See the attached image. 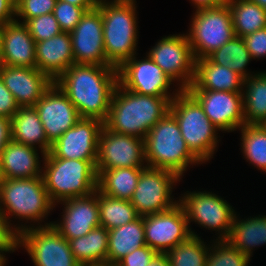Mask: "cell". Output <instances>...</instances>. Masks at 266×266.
<instances>
[{
    "label": "cell",
    "mask_w": 266,
    "mask_h": 266,
    "mask_svg": "<svg viewBox=\"0 0 266 266\" xmlns=\"http://www.w3.org/2000/svg\"><path fill=\"white\" fill-rule=\"evenodd\" d=\"M54 83L77 108L81 118L107 119L118 69L112 65L73 64Z\"/></svg>",
    "instance_id": "obj_1"
},
{
    "label": "cell",
    "mask_w": 266,
    "mask_h": 266,
    "mask_svg": "<svg viewBox=\"0 0 266 266\" xmlns=\"http://www.w3.org/2000/svg\"><path fill=\"white\" fill-rule=\"evenodd\" d=\"M175 97L139 95L117 84L104 126L118 134L144 139L168 112Z\"/></svg>",
    "instance_id": "obj_2"
},
{
    "label": "cell",
    "mask_w": 266,
    "mask_h": 266,
    "mask_svg": "<svg viewBox=\"0 0 266 266\" xmlns=\"http://www.w3.org/2000/svg\"><path fill=\"white\" fill-rule=\"evenodd\" d=\"M99 0L97 7L103 20L106 60L119 68L136 53L137 22L134 0Z\"/></svg>",
    "instance_id": "obj_3"
},
{
    "label": "cell",
    "mask_w": 266,
    "mask_h": 266,
    "mask_svg": "<svg viewBox=\"0 0 266 266\" xmlns=\"http://www.w3.org/2000/svg\"><path fill=\"white\" fill-rule=\"evenodd\" d=\"M145 161L148 167L165 169L179 177L189 164L200 160L189 150L175 117L168 112L144 138Z\"/></svg>",
    "instance_id": "obj_4"
},
{
    "label": "cell",
    "mask_w": 266,
    "mask_h": 266,
    "mask_svg": "<svg viewBox=\"0 0 266 266\" xmlns=\"http://www.w3.org/2000/svg\"><path fill=\"white\" fill-rule=\"evenodd\" d=\"M42 177L50 200L55 204L69 198L86 196L97 190V160L56 158L44 155Z\"/></svg>",
    "instance_id": "obj_5"
},
{
    "label": "cell",
    "mask_w": 266,
    "mask_h": 266,
    "mask_svg": "<svg viewBox=\"0 0 266 266\" xmlns=\"http://www.w3.org/2000/svg\"><path fill=\"white\" fill-rule=\"evenodd\" d=\"M169 112L177 120L181 135L189 150L202 162L213 156L217 147V127L204 113L199 102L187 91L176 90Z\"/></svg>",
    "instance_id": "obj_6"
},
{
    "label": "cell",
    "mask_w": 266,
    "mask_h": 266,
    "mask_svg": "<svg viewBox=\"0 0 266 266\" xmlns=\"http://www.w3.org/2000/svg\"><path fill=\"white\" fill-rule=\"evenodd\" d=\"M55 205L49 198L43 177L3 179L0 185V212L9 227V214L38 222Z\"/></svg>",
    "instance_id": "obj_7"
},
{
    "label": "cell",
    "mask_w": 266,
    "mask_h": 266,
    "mask_svg": "<svg viewBox=\"0 0 266 266\" xmlns=\"http://www.w3.org/2000/svg\"><path fill=\"white\" fill-rule=\"evenodd\" d=\"M187 34L195 59L207 58L235 37L231 10L227 4L199 8Z\"/></svg>",
    "instance_id": "obj_8"
},
{
    "label": "cell",
    "mask_w": 266,
    "mask_h": 266,
    "mask_svg": "<svg viewBox=\"0 0 266 266\" xmlns=\"http://www.w3.org/2000/svg\"><path fill=\"white\" fill-rule=\"evenodd\" d=\"M44 226L17 227V247L22 245L36 266H81L74 258L70 244L55 228Z\"/></svg>",
    "instance_id": "obj_9"
},
{
    "label": "cell",
    "mask_w": 266,
    "mask_h": 266,
    "mask_svg": "<svg viewBox=\"0 0 266 266\" xmlns=\"http://www.w3.org/2000/svg\"><path fill=\"white\" fill-rule=\"evenodd\" d=\"M174 172L146 166L140 174V178L131 204L140 216L155 214L171 209L177 201L173 202L172 186L179 181Z\"/></svg>",
    "instance_id": "obj_10"
},
{
    "label": "cell",
    "mask_w": 266,
    "mask_h": 266,
    "mask_svg": "<svg viewBox=\"0 0 266 266\" xmlns=\"http://www.w3.org/2000/svg\"><path fill=\"white\" fill-rule=\"evenodd\" d=\"M146 245L157 253L170 249L196 235L189 228L184 208L177 203L171 209L143 216Z\"/></svg>",
    "instance_id": "obj_11"
},
{
    "label": "cell",
    "mask_w": 266,
    "mask_h": 266,
    "mask_svg": "<svg viewBox=\"0 0 266 266\" xmlns=\"http://www.w3.org/2000/svg\"><path fill=\"white\" fill-rule=\"evenodd\" d=\"M148 55L173 81L181 80V90L193 83L196 59L187 35L162 38Z\"/></svg>",
    "instance_id": "obj_12"
},
{
    "label": "cell",
    "mask_w": 266,
    "mask_h": 266,
    "mask_svg": "<svg viewBox=\"0 0 266 266\" xmlns=\"http://www.w3.org/2000/svg\"><path fill=\"white\" fill-rule=\"evenodd\" d=\"M178 202L184 208L188 223L195 221L208 229L221 230L219 240L229 237L235 213L226 200L212 192H190Z\"/></svg>",
    "instance_id": "obj_13"
},
{
    "label": "cell",
    "mask_w": 266,
    "mask_h": 266,
    "mask_svg": "<svg viewBox=\"0 0 266 266\" xmlns=\"http://www.w3.org/2000/svg\"><path fill=\"white\" fill-rule=\"evenodd\" d=\"M144 160V139L118 134L103 126L99 136L96 170L146 167L142 163Z\"/></svg>",
    "instance_id": "obj_14"
},
{
    "label": "cell",
    "mask_w": 266,
    "mask_h": 266,
    "mask_svg": "<svg viewBox=\"0 0 266 266\" xmlns=\"http://www.w3.org/2000/svg\"><path fill=\"white\" fill-rule=\"evenodd\" d=\"M186 90L218 130L229 132L245 125L242 92L199 90L193 83Z\"/></svg>",
    "instance_id": "obj_15"
},
{
    "label": "cell",
    "mask_w": 266,
    "mask_h": 266,
    "mask_svg": "<svg viewBox=\"0 0 266 266\" xmlns=\"http://www.w3.org/2000/svg\"><path fill=\"white\" fill-rule=\"evenodd\" d=\"M135 55L118 68V83L139 95L175 97L168 93L173 80L149 57L136 60Z\"/></svg>",
    "instance_id": "obj_16"
},
{
    "label": "cell",
    "mask_w": 266,
    "mask_h": 266,
    "mask_svg": "<svg viewBox=\"0 0 266 266\" xmlns=\"http://www.w3.org/2000/svg\"><path fill=\"white\" fill-rule=\"evenodd\" d=\"M103 126L99 119L81 118L51 145L50 153L56 158L97 160Z\"/></svg>",
    "instance_id": "obj_17"
},
{
    "label": "cell",
    "mask_w": 266,
    "mask_h": 266,
    "mask_svg": "<svg viewBox=\"0 0 266 266\" xmlns=\"http://www.w3.org/2000/svg\"><path fill=\"white\" fill-rule=\"evenodd\" d=\"M70 35L75 63L111 65L106 60L103 20L97 6L82 15L80 22L70 32Z\"/></svg>",
    "instance_id": "obj_18"
},
{
    "label": "cell",
    "mask_w": 266,
    "mask_h": 266,
    "mask_svg": "<svg viewBox=\"0 0 266 266\" xmlns=\"http://www.w3.org/2000/svg\"><path fill=\"white\" fill-rule=\"evenodd\" d=\"M33 107L51 144L81 119L77 108L55 83Z\"/></svg>",
    "instance_id": "obj_19"
},
{
    "label": "cell",
    "mask_w": 266,
    "mask_h": 266,
    "mask_svg": "<svg viewBox=\"0 0 266 266\" xmlns=\"http://www.w3.org/2000/svg\"><path fill=\"white\" fill-rule=\"evenodd\" d=\"M0 78L19 107H33L54 83L37 68L0 65Z\"/></svg>",
    "instance_id": "obj_20"
},
{
    "label": "cell",
    "mask_w": 266,
    "mask_h": 266,
    "mask_svg": "<svg viewBox=\"0 0 266 266\" xmlns=\"http://www.w3.org/2000/svg\"><path fill=\"white\" fill-rule=\"evenodd\" d=\"M62 202L65 203L63 220L59 224L51 225L68 241L82 237L100 226L97 190L89 195L69 198Z\"/></svg>",
    "instance_id": "obj_21"
},
{
    "label": "cell",
    "mask_w": 266,
    "mask_h": 266,
    "mask_svg": "<svg viewBox=\"0 0 266 266\" xmlns=\"http://www.w3.org/2000/svg\"><path fill=\"white\" fill-rule=\"evenodd\" d=\"M0 65L36 68L35 40L24 23L15 20L2 27Z\"/></svg>",
    "instance_id": "obj_22"
},
{
    "label": "cell",
    "mask_w": 266,
    "mask_h": 266,
    "mask_svg": "<svg viewBox=\"0 0 266 266\" xmlns=\"http://www.w3.org/2000/svg\"><path fill=\"white\" fill-rule=\"evenodd\" d=\"M35 51L36 68L53 82L75 64L69 32L62 31L50 39L36 42Z\"/></svg>",
    "instance_id": "obj_23"
},
{
    "label": "cell",
    "mask_w": 266,
    "mask_h": 266,
    "mask_svg": "<svg viewBox=\"0 0 266 266\" xmlns=\"http://www.w3.org/2000/svg\"><path fill=\"white\" fill-rule=\"evenodd\" d=\"M35 148L11 140L0 156L3 179L42 177Z\"/></svg>",
    "instance_id": "obj_24"
},
{
    "label": "cell",
    "mask_w": 266,
    "mask_h": 266,
    "mask_svg": "<svg viewBox=\"0 0 266 266\" xmlns=\"http://www.w3.org/2000/svg\"><path fill=\"white\" fill-rule=\"evenodd\" d=\"M243 83L239 74L213 63L208 57L196 60L193 84L199 90L241 92Z\"/></svg>",
    "instance_id": "obj_25"
},
{
    "label": "cell",
    "mask_w": 266,
    "mask_h": 266,
    "mask_svg": "<svg viewBox=\"0 0 266 266\" xmlns=\"http://www.w3.org/2000/svg\"><path fill=\"white\" fill-rule=\"evenodd\" d=\"M12 140L35 147L39 144L41 153L44 156L51 150V143L48 141L43 124L34 107H19L18 111L11 118Z\"/></svg>",
    "instance_id": "obj_26"
},
{
    "label": "cell",
    "mask_w": 266,
    "mask_h": 266,
    "mask_svg": "<svg viewBox=\"0 0 266 266\" xmlns=\"http://www.w3.org/2000/svg\"><path fill=\"white\" fill-rule=\"evenodd\" d=\"M108 231L107 264L115 265L124 256L146 245L143 216Z\"/></svg>",
    "instance_id": "obj_27"
},
{
    "label": "cell",
    "mask_w": 266,
    "mask_h": 266,
    "mask_svg": "<svg viewBox=\"0 0 266 266\" xmlns=\"http://www.w3.org/2000/svg\"><path fill=\"white\" fill-rule=\"evenodd\" d=\"M145 167L114 168L97 171V190L104 195L122 200H131Z\"/></svg>",
    "instance_id": "obj_28"
},
{
    "label": "cell",
    "mask_w": 266,
    "mask_h": 266,
    "mask_svg": "<svg viewBox=\"0 0 266 266\" xmlns=\"http://www.w3.org/2000/svg\"><path fill=\"white\" fill-rule=\"evenodd\" d=\"M109 231L93 228L82 237L70 239V249L81 266L107 264Z\"/></svg>",
    "instance_id": "obj_29"
},
{
    "label": "cell",
    "mask_w": 266,
    "mask_h": 266,
    "mask_svg": "<svg viewBox=\"0 0 266 266\" xmlns=\"http://www.w3.org/2000/svg\"><path fill=\"white\" fill-rule=\"evenodd\" d=\"M234 248L251 257L253 247L266 244V216L237 220L236 214L229 237L226 239Z\"/></svg>",
    "instance_id": "obj_30"
},
{
    "label": "cell",
    "mask_w": 266,
    "mask_h": 266,
    "mask_svg": "<svg viewBox=\"0 0 266 266\" xmlns=\"http://www.w3.org/2000/svg\"><path fill=\"white\" fill-rule=\"evenodd\" d=\"M242 92L245 124H264L266 121V72L251 74L244 80Z\"/></svg>",
    "instance_id": "obj_31"
},
{
    "label": "cell",
    "mask_w": 266,
    "mask_h": 266,
    "mask_svg": "<svg viewBox=\"0 0 266 266\" xmlns=\"http://www.w3.org/2000/svg\"><path fill=\"white\" fill-rule=\"evenodd\" d=\"M236 37L266 28V10L250 0H228Z\"/></svg>",
    "instance_id": "obj_32"
},
{
    "label": "cell",
    "mask_w": 266,
    "mask_h": 266,
    "mask_svg": "<svg viewBox=\"0 0 266 266\" xmlns=\"http://www.w3.org/2000/svg\"><path fill=\"white\" fill-rule=\"evenodd\" d=\"M100 226L107 230L134 221L140 215L129 200L104 195L97 190Z\"/></svg>",
    "instance_id": "obj_33"
},
{
    "label": "cell",
    "mask_w": 266,
    "mask_h": 266,
    "mask_svg": "<svg viewBox=\"0 0 266 266\" xmlns=\"http://www.w3.org/2000/svg\"><path fill=\"white\" fill-rule=\"evenodd\" d=\"M208 58L217 65L230 68L244 80L251 76L245 68L252 58L242 37L235 36L211 53Z\"/></svg>",
    "instance_id": "obj_34"
},
{
    "label": "cell",
    "mask_w": 266,
    "mask_h": 266,
    "mask_svg": "<svg viewBox=\"0 0 266 266\" xmlns=\"http://www.w3.org/2000/svg\"><path fill=\"white\" fill-rule=\"evenodd\" d=\"M240 129L245 158L266 172V127L263 124H245Z\"/></svg>",
    "instance_id": "obj_35"
},
{
    "label": "cell",
    "mask_w": 266,
    "mask_h": 266,
    "mask_svg": "<svg viewBox=\"0 0 266 266\" xmlns=\"http://www.w3.org/2000/svg\"><path fill=\"white\" fill-rule=\"evenodd\" d=\"M208 249L198 235H192L170 249L166 255L170 266H205Z\"/></svg>",
    "instance_id": "obj_36"
},
{
    "label": "cell",
    "mask_w": 266,
    "mask_h": 266,
    "mask_svg": "<svg viewBox=\"0 0 266 266\" xmlns=\"http://www.w3.org/2000/svg\"><path fill=\"white\" fill-rule=\"evenodd\" d=\"M208 254L205 266H248L250 257L234 248L226 240H218Z\"/></svg>",
    "instance_id": "obj_37"
},
{
    "label": "cell",
    "mask_w": 266,
    "mask_h": 266,
    "mask_svg": "<svg viewBox=\"0 0 266 266\" xmlns=\"http://www.w3.org/2000/svg\"><path fill=\"white\" fill-rule=\"evenodd\" d=\"M24 24L27 26L35 43L50 39L62 32L53 13L28 19Z\"/></svg>",
    "instance_id": "obj_38"
},
{
    "label": "cell",
    "mask_w": 266,
    "mask_h": 266,
    "mask_svg": "<svg viewBox=\"0 0 266 266\" xmlns=\"http://www.w3.org/2000/svg\"><path fill=\"white\" fill-rule=\"evenodd\" d=\"M86 12L83 7L74 6L68 2L57 0L53 15L63 32H71L80 22L82 15Z\"/></svg>",
    "instance_id": "obj_39"
},
{
    "label": "cell",
    "mask_w": 266,
    "mask_h": 266,
    "mask_svg": "<svg viewBox=\"0 0 266 266\" xmlns=\"http://www.w3.org/2000/svg\"><path fill=\"white\" fill-rule=\"evenodd\" d=\"M57 0H16V16L23 18L25 23L28 19L40 15L53 13Z\"/></svg>",
    "instance_id": "obj_40"
},
{
    "label": "cell",
    "mask_w": 266,
    "mask_h": 266,
    "mask_svg": "<svg viewBox=\"0 0 266 266\" xmlns=\"http://www.w3.org/2000/svg\"><path fill=\"white\" fill-rule=\"evenodd\" d=\"M157 254L149 246L145 245L134 250L120 259L116 266H148L152 258Z\"/></svg>",
    "instance_id": "obj_41"
},
{
    "label": "cell",
    "mask_w": 266,
    "mask_h": 266,
    "mask_svg": "<svg viewBox=\"0 0 266 266\" xmlns=\"http://www.w3.org/2000/svg\"><path fill=\"white\" fill-rule=\"evenodd\" d=\"M243 40L251 58L256 59L266 56V28L244 36Z\"/></svg>",
    "instance_id": "obj_42"
},
{
    "label": "cell",
    "mask_w": 266,
    "mask_h": 266,
    "mask_svg": "<svg viewBox=\"0 0 266 266\" xmlns=\"http://www.w3.org/2000/svg\"><path fill=\"white\" fill-rule=\"evenodd\" d=\"M17 248V234L11 229L3 214L0 212V251H15Z\"/></svg>",
    "instance_id": "obj_43"
},
{
    "label": "cell",
    "mask_w": 266,
    "mask_h": 266,
    "mask_svg": "<svg viewBox=\"0 0 266 266\" xmlns=\"http://www.w3.org/2000/svg\"><path fill=\"white\" fill-rule=\"evenodd\" d=\"M18 109L14 96L0 78V116L11 119Z\"/></svg>",
    "instance_id": "obj_44"
},
{
    "label": "cell",
    "mask_w": 266,
    "mask_h": 266,
    "mask_svg": "<svg viewBox=\"0 0 266 266\" xmlns=\"http://www.w3.org/2000/svg\"><path fill=\"white\" fill-rule=\"evenodd\" d=\"M16 16V0H0V27L15 21Z\"/></svg>",
    "instance_id": "obj_45"
},
{
    "label": "cell",
    "mask_w": 266,
    "mask_h": 266,
    "mask_svg": "<svg viewBox=\"0 0 266 266\" xmlns=\"http://www.w3.org/2000/svg\"><path fill=\"white\" fill-rule=\"evenodd\" d=\"M12 140L11 119L0 116V156L6 145Z\"/></svg>",
    "instance_id": "obj_46"
},
{
    "label": "cell",
    "mask_w": 266,
    "mask_h": 266,
    "mask_svg": "<svg viewBox=\"0 0 266 266\" xmlns=\"http://www.w3.org/2000/svg\"><path fill=\"white\" fill-rule=\"evenodd\" d=\"M59 1H64L74 6L83 7L86 11H88L95 8L99 0H59Z\"/></svg>",
    "instance_id": "obj_47"
},
{
    "label": "cell",
    "mask_w": 266,
    "mask_h": 266,
    "mask_svg": "<svg viewBox=\"0 0 266 266\" xmlns=\"http://www.w3.org/2000/svg\"><path fill=\"white\" fill-rule=\"evenodd\" d=\"M197 9L215 7L225 4L228 0H191Z\"/></svg>",
    "instance_id": "obj_48"
},
{
    "label": "cell",
    "mask_w": 266,
    "mask_h": 266,
    "mask_svg": "<svg viewBox=\"0 0 266 266\" xmlns=\"http://www.w3.org/2000/svg\"><path fill=\"white\" fill-rule=\"evenodd\" d=\"M148 266H170L168 256L165 253H157Z\"/></svg>",
    "instance_id": "obj_49"
},
{
    "label": "cell",
    "mask_w": 266,
    "mask_h": 266,
    "mask_svg": "<svg viewBox=\"0 0 266 266\" xmlns=\"http://www.w3.org/2000/svg\"><path fill=\"white\" fill-rule=\"evenodd\" d=\"M252 2H255L259 6L263 7L266 10V0H250Z\"/></svg>",
    "instance_id": "obj_50"
},
{
    "label": "cell",
    "mask_w": 266,
    "mask_h": 266,
    "mask_svg": "<svg viewBox=\"0 0 266 266\" xmlns=\"http://www.w3.org/2000/svg\"><path fill=\"white\" fill-rule=\"evenodd\" d=\"M4 252H10V251H0V266H4V264L6 263V259H5V256L3 254Z\"/></svg>",
    "instance_id": "obj_51"
},
{
    "label": "cell",
    "mask_w": 266,
    "mask_h": 266,
    "mask_svg": "<svg viewBox=\"0 0 266 266\" xmlns=\"http://www.w3.org/2000/svg\"><path fill=\"white\" fill-rule=\"evenodd\" d=\"M86 266H113V265H110V264H100V265H86Z\"/></svg>",
    "instance_id": "obj_52"
},
{
    "label": "cell",
    "mask_w": 266,
    "mask_h": 266,
    "mask_svg": "<svg viewBox=\"0 0 266 266\" xmlns=\"http://www.w3.org/2000/svg\"><path fill=\"white\" fill-rule=\"evenodd\" d=\"M2 181H3V176H2L1 165H0V185H1Z\"/></svg>",
    "instance_id": "obj_53"
},
{
    "label": "cell",
    "mask_w": 266,
    "mask_h": 266,
    "mask_svg": "<svg viewBox=\"0 0 266 266\" xmlns=\"http://www.w3.org/2000/svg\"><path fill=\"white\" fill-rule=\"evenodd\" d=\"M1 30H2V27H0V46H1Z\"/></svg>",
    "instance_id": "obj_54"
}]
</instances>
